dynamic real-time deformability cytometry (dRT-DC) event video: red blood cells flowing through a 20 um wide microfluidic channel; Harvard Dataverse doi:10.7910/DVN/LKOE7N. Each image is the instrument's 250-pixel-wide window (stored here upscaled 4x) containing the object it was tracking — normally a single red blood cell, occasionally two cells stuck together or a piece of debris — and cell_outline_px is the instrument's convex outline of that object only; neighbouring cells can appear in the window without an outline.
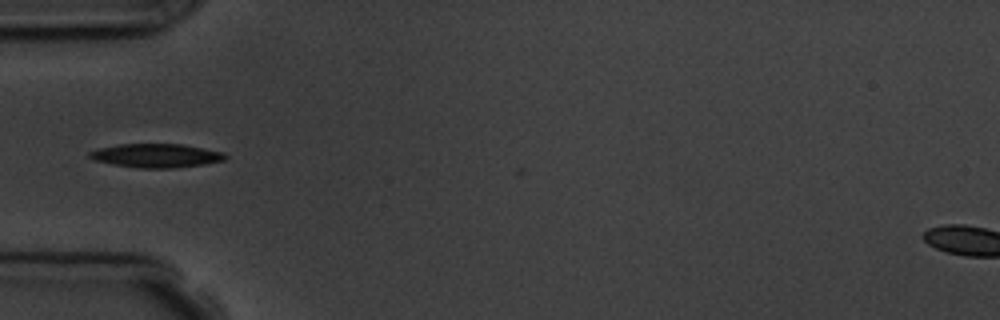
{"species": "common noctule bat (a hibernating species)", "species_latin": "Nyctalus noctula", "temperature_condition": "room temperature", "stored_images_in_passage": 2, "camera_frame_rate_fps": 3000, "um_per_image_px": 0.085, "animal": {"sex": "male", "body_mass_g": 19.5, "forearm_length_mm": 54.6}, "frame": {"image": 1, "passage_image": 2, "time_ms": 1.0, "image_size_px": [1000, 320], "cell_outline_px": [[228, 156], [224, 160], [204, 164], [172, 168], [140, 168], [112, 164], [96, 160], [88, 156], [88, 152], [100, 148], [120, 144], [184, 144], [224, 152]], "centroid_in_image_um": [13.31, 13.22], "position_along_channel_um": 71.7, "area_um2": 18.73}}